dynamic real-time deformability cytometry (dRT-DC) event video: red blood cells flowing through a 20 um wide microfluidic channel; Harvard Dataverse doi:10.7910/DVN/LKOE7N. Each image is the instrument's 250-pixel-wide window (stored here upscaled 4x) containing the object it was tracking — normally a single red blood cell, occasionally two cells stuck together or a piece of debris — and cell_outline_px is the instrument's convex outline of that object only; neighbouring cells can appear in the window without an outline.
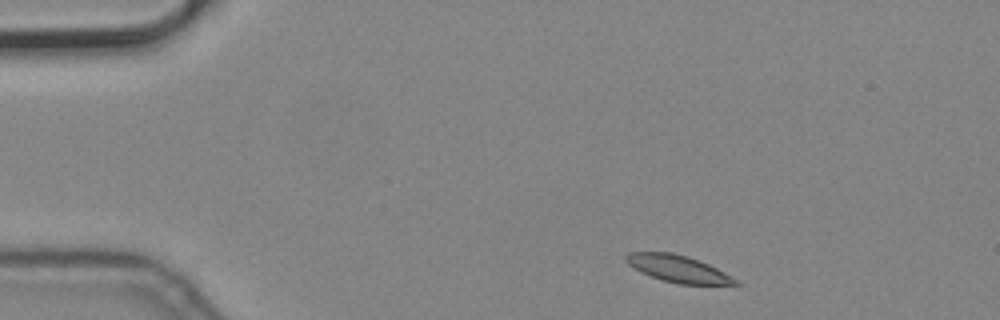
{"species": "common noctule bat (a hibernating species)", "species_latin": "Nyctalus noctula", "temperature_condition": "cold", "stored_images_in_passage": 3, "camera_frame_rate_fps": 3000, "um_per_image_px": 0.085, "animal": {"sex": "male", "body_mass_g": 19.2, "forearm_length_mm": 51.8}, "frame": {"image": 1, "passage_image": 1, "time_ms": 0.0, "image_size_px": [1000, 320], "cell_outline_px": [[744, 284], [680, 284], [660, 280], [628, 264], [624, 260], [624, 256], [628, 252], [672, 252], [688, 256], [708, 264], [740, 280]], "centroid_in_image_um": [57.66, 22.84], "position_along_channel_um": 27.3, "area_um2": 17.11}}